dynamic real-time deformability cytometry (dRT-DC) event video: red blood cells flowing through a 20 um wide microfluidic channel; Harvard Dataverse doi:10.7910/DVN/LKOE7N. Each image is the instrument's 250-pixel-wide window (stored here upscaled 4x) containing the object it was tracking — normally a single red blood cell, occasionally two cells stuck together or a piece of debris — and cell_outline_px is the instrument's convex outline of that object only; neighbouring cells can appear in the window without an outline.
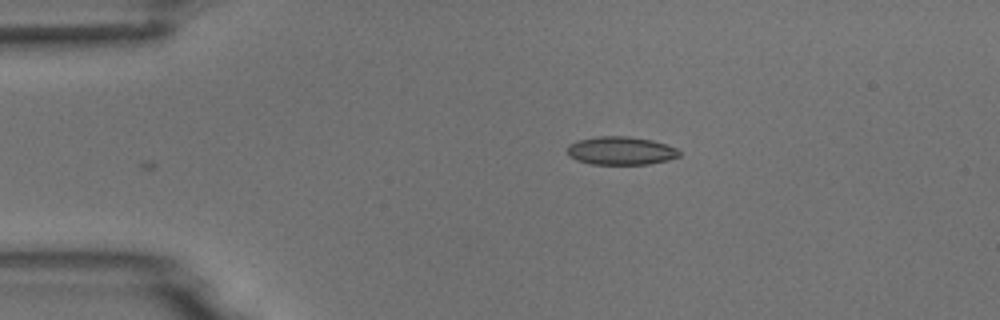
{"species": "common noctule bat (a hibernating species)", "species_latin": "Nyctalus noctula", "temperature_condition": "room temperature", "stored_images_in_passage": 2, "camera_frame_rate_fps": 3000, "um_per_image_px": 0.085, "animal": {"sex": "male", "body_mass_g": 18.8}, "frame": {"image": 1, "passage_image": 1, "time_ms": 0.0, "image_size_px": [1000, 320], "cell_outline_px": [[680, 156], [668, 160], [648, 164], [592, 164], [576, 160], [568, 156], [568, 144], [576, 140], [600, 136], [628, 136], [652, 140], [668, 144], [676, 148], [680, 152]], "centroid_in_image_um": [52.77, 12.81], "position_along_channel_um": 32.2, "area_um2": 18.55}}